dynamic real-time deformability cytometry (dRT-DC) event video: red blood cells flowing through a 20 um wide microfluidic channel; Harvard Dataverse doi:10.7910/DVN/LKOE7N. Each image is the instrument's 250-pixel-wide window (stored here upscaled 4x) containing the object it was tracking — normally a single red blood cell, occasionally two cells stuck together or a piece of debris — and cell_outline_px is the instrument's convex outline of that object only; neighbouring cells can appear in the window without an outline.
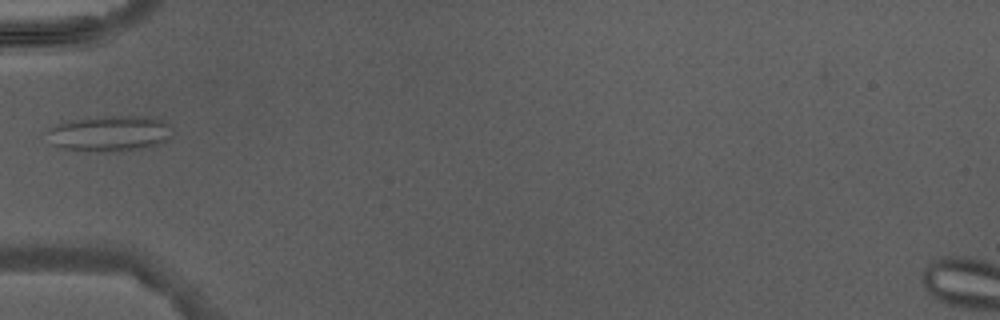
{"species": "Egyptian fruit bat (a non-hibernating species)", "species_latin": "Rousettus aegyptiacus", "temperature_condition": "warm", "stored_images_in_passage": 3, "camera_frame_rate_fps": 3000, "um_per_image_px": 0.085, "animal": {"sex": "male"}, "frame": {"image": 1, "passage_image": 3, "time_ms": 3.333, "image_size_px": [1000, 320], "cell_outline_px": [[168, 140], [148, 148], [100, 152], [60, 148], [52, 144], [40, 132], [56, 124], [72, 120], [112, 116], [148, 116], [164, 120], [168, 124]], "centroid_in_image_um": [9.22, 11.35], "position_along_channel_um": 75.8, "area_um2": 26.24}}